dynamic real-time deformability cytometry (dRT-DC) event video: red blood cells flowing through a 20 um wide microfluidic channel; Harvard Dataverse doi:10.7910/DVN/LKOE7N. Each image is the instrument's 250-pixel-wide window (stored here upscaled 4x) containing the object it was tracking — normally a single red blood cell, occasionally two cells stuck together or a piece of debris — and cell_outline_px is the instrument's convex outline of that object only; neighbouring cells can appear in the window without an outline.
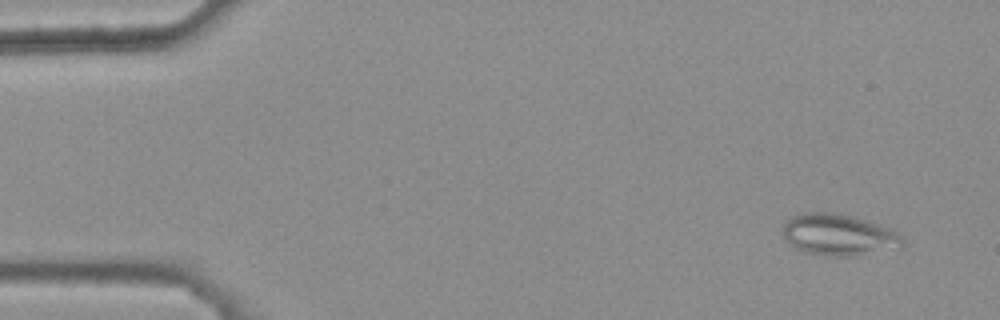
{"species": "common noctule bat (a hibernating species)", "species_latin": "Nyctalus noctula", "temperature_condition": "warm", "stored_images_in_passage": 45, "camera_frame_rate_fps": 3000, "um_per_image_px": 0.085, "animal": {"sex": "female", "body_mass_g": 25.1}, "frame": {"image": 1, "passage_image": 4, "time_ms": 1.0, "image_size_px": [1000, 320], "cell_outline_px": [[904, 244], [856, 256], [824, 256], [804, 252], [788, 244], [780, 232], [784, 220], [792, 216], [804, 212], [832, 212], [856, 216], [892, 228], [904, 236]], "centroid_in_image_um": [71.21, 19.93], "position_along_channel_um": 13.8, "area_um2": 29.48}}
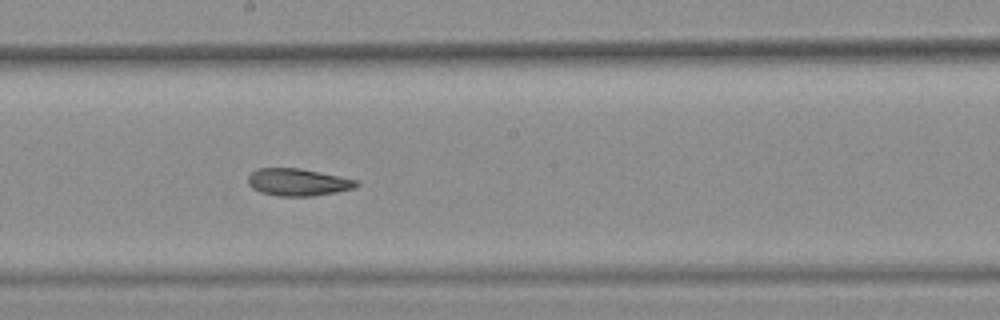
{"frame": {"image": 2, "passage_image": 29, "time_ms": 9.333, "image_size_px": [1000, 320], "cell_outline_px": [[360, 184], [356, 188], [336, 192], [312, 196], [280, 196], [260, 192], [252, 188], [248, 184], [248, 176], [256, 168], [300, 168], [340, 176], [356, 180]], "centroid_in_image_um": [25.32, 15.48], "position_along_channel_um": 222.9, "area_um2": 17.28}}
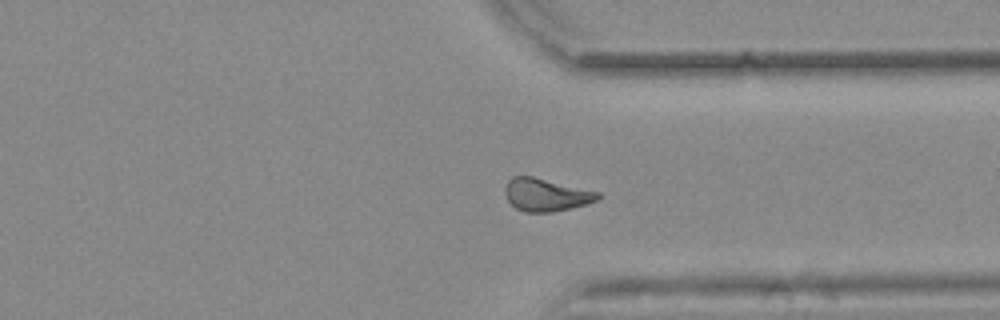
{"frame": {"image": 3, "passage_image": 40, "time_ms": 13.0, "image_size_px": [1000, 320], "cell_outline_px": [[600, 196], [596, 200], [584, 204], [552, 212], [524, 212], [516, 208], [508, 200], [504, 192], [504, 188], [508, 180], [512, 176], [532, 176], [600, 192]], "centroid_in_image_um": [46.37, 16.54], "position_along_channel_um": 365.0, "area_um2": 17.51}, "authors_computed_cell_mechanics": {"area_um2": 18.5538, "velocity_mm_per_s": 3.8686, "shape_relaxation_time_tau1_ms": null, "shape_relaxation_time_tau2_ms": 2.5428, "deformation_change_tau1": null, "deformation_change_tau2": 0.0915}}